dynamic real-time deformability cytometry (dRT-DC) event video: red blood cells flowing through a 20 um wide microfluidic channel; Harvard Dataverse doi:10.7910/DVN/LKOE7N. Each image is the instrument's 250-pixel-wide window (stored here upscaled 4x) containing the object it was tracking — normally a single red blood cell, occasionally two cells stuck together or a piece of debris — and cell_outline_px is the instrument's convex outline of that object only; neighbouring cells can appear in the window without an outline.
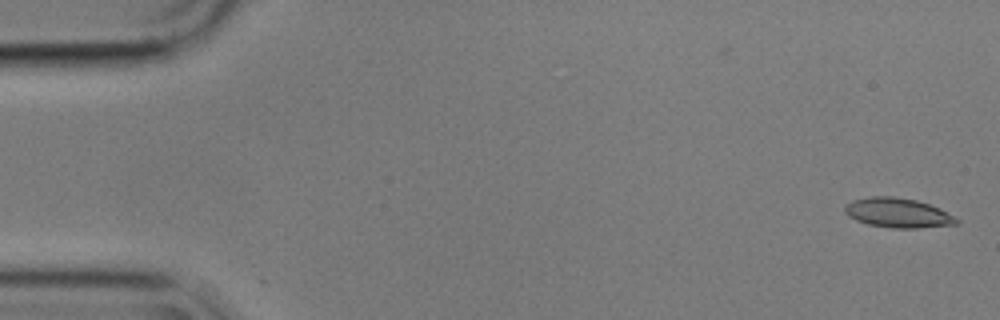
{"species": "common noctule bat (a hibernating species)", "species_latin": "Nyctalus noctula", "temperature_condition": "cold", "stored_images_in_passage": 11, "camera_frame_rate_fps": 3000, "um_per_image_px": 0.085, "animal": {"sex": "male", "body_mass_g": 17.9}, "frame": {"image": 1, "passage_image": 2, "time_ms": 0.333, "image_size_px": [1000, 320], "cell_outline_px": [[960, 224], [920, 228], [892, 228], [868, 224], [856, 220], [848, 216], [844, 212], [844, 204], [852, 200], [872, 196], [892, 196], [916, 200], [940, 208], [960, 220]], "centroid_in_image_um": [76.31, 18.09], "position_along_channel_um": 8.7, "area_um2": 19.42}}